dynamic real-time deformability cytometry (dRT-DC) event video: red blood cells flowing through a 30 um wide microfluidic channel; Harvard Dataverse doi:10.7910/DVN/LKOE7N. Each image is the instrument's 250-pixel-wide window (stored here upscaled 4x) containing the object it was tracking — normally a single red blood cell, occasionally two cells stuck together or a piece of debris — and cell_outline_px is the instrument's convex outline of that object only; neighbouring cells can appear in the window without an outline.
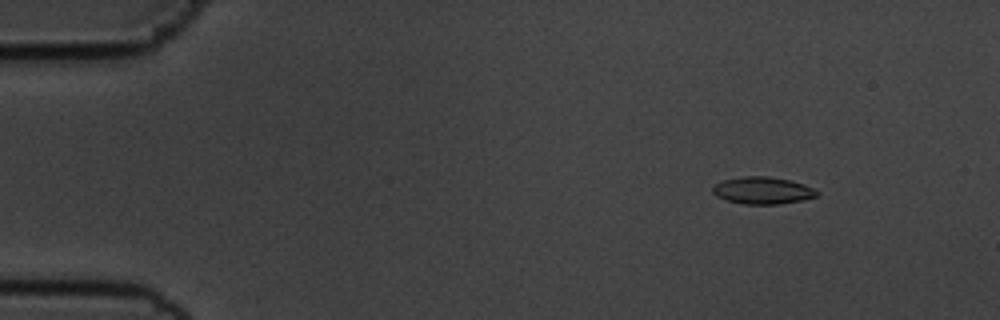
{"species": "common noctule bat (a hibernating species)", "species_latin": "Nyctalus noctula", "temperature_condition": "cold", "stored_images_in_passage": 55, "camera_frame_rate_fps": 3000, "um_per_image_px": 0.085, "animal": {"sex": "male", "body_mass_g": 19.5, "forearm_length_mm": 54.6}, "frame": {"image": 1, "passage_image": 6, "time_ms": 1.667, "image_size_px": [1000, 320], "cell_outline_px": [[820, 192], [816, 196], [800, 200], [780, 204], [744, 204], [728, 200], [716, 196], [712, 192], [712, 184], [724, 180], [744, 176], [768, 176], [788, 180], [804, 184]], "centroid_in_image_um": [64.79, 16.18], "position_along_channel_um": 20.2, "area_um2": 16.36}}
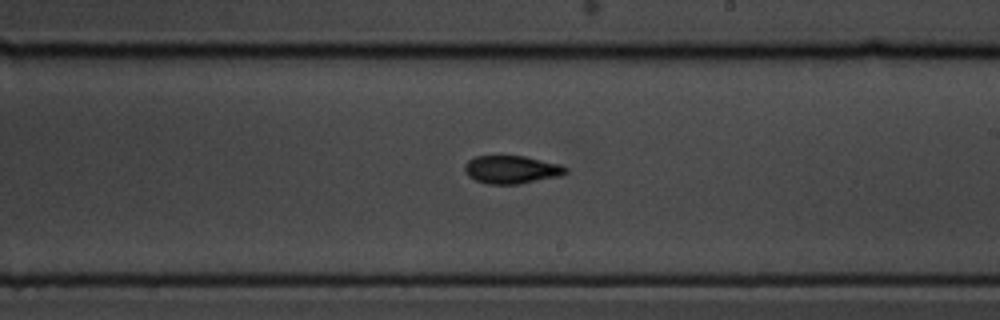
{"frame": {"image": 2, "passage_image": 32, "time_ms": 10.333, "image_size_px": [1000, 320], "cell_outline_px": [[568, 172], [564, 176], [520, 184], [488, 184], [476, 180], [468, 176], [464, 172], [464, 164], [468, 160], [476, 156], [524, 156], [560, 164], [568, 168]], "centroid_in_image_um": [43.52, 14.42], "position_along_channel_um": 245.5, "area_um2": 16.76}}
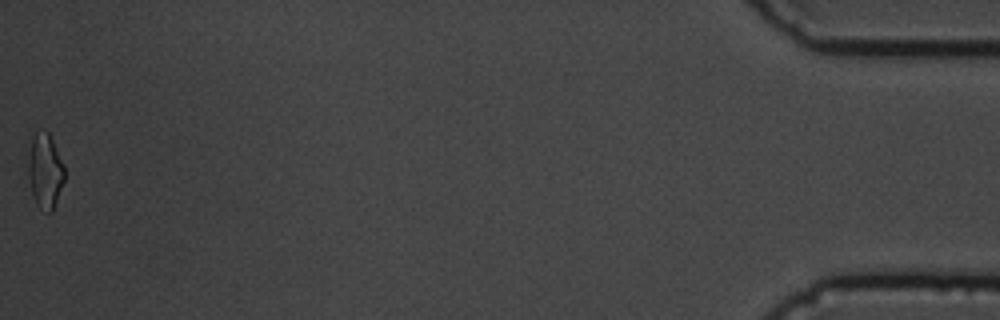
{"frame": {"image": 3, "passage_image": 55, "time_ms": 18.0, "image_size_px": [1000, 320], "cell_outline_px": [[64, 180], [52, 212], [48, 212], [40, 208], [36, 204], [32, 192], [28, 176], [28, 160], [32, 136], [36, 132], [48, 132], [64, 164]], "centroid_in_image_um": [3.83, 14.54], "position_along_channel_um": 431.4, "area_um2": 15.55}, "authors_computed_cell_mechanics": {"area_um2": 16.2418, "velocity_mm_per_s": 3.6344, "shape_relaxation_time_tau1_ms": 3.8917, "shape_relaxation_time_tau2_ms": 3.539, "deformation_change_tau1": 0.1255, "deformation_change_tau2": 0.0761}}